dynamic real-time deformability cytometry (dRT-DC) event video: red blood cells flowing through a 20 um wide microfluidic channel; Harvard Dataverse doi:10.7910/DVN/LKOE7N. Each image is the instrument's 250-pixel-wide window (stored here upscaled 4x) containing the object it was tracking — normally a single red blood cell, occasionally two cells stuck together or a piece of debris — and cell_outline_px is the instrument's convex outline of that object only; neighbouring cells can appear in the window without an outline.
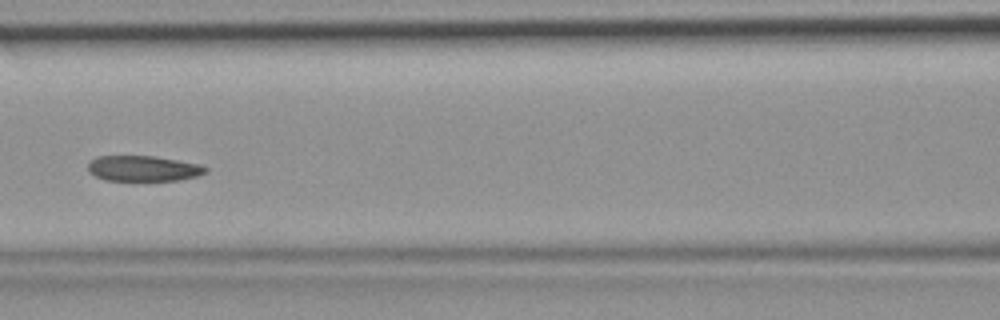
{"species": "common noctule bat (a hibernating species)", "species_latin": "Nyctalus noctula", "temperature_condition": "room temperature", "stored_images_in_passage": 46, "camera_frame_rate_fps": 3000, "um_per_image_px": 0.085, "animal": {"sex": "female", "body_mass_g": 19.9}, "frame": {"image": 1, "passage_image": 20, "time_ms": 6.333, "image_size_px": [1000, 320], "cell_outline_px": [[208, 172], [196, 176], [180, 180], [104, 180], [88, 172], [88, 164], [96, 156], [156, 156], [200, 164], [208, 168]], "centroid_in_image_um": [12.19, 14.31], "position_along_channel_um": 154.4, "area_um2": 17.51}}
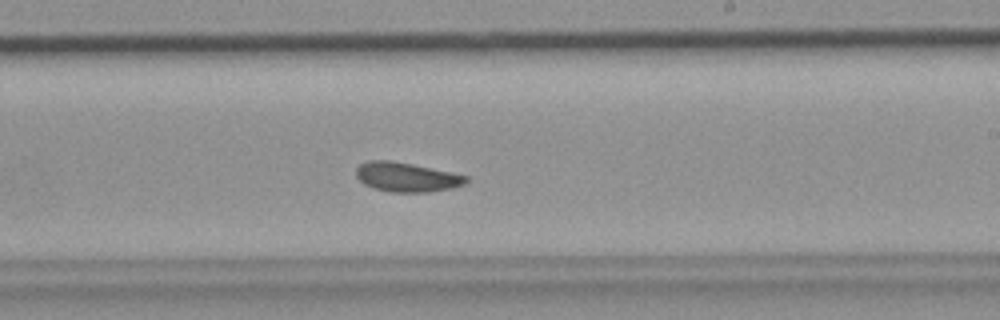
{"frame": {"image": 2, "passage_image": 27, "time_ms": 8.667, "image_size_px": [1000, 320], "cell_outline_px": [[468, 180], [464, 184], [452, 188], [428, 192], [392, 192], [376, 188], [364, 184], [356, 176], [356, 168], [360, 164], [368, 160], [392, 160], [412, 164], [468, 176]], "centroid_in_image_um": [34.55, 15.04], "position_along_channel_um": 254.5, "area_um2": 18.67}}